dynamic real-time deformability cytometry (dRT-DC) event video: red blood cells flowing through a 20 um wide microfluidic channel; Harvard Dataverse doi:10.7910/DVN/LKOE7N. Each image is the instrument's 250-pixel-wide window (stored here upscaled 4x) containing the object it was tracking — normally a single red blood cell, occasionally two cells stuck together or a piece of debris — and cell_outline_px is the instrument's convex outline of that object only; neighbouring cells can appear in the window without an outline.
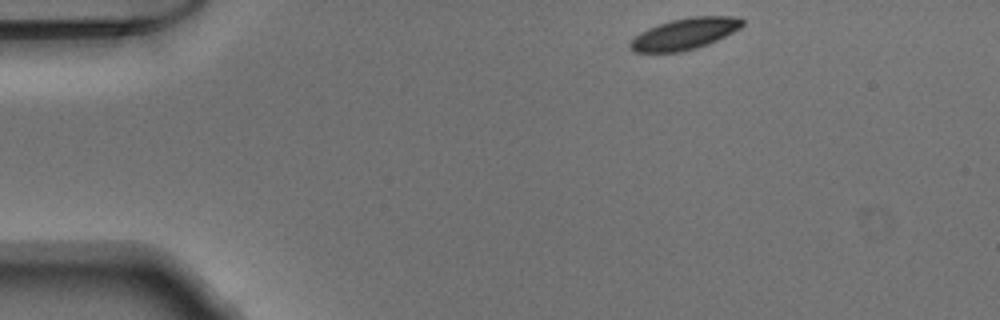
{"species": "Egyptian fruit bat (a non-hibernating species)", "species_latin": "Rousettus aegyptiacus", "temperature_condition": "warm", "stored_images_in_passage": 44, "camera_frame_rate_fps": 3000, "um_per_image_px": 0.085, "animal": {"sex": "male"}, "frame": {"image": 1, "passage_image": 1, "time_ms": 0.0, "image_size_px": [1000, 320], "cell_outline_px": [[744, 24], [740, 28], [708, 44], [696, 48], [680, 52], [632, 52], [628, 48], [628, 44], [640, 32], [648, 28], [672, 20], [692, 16], [732, 16], [744, 20]], "centroid_in_image_um": [58.17, 2.88], "position_along_channel_um": 26.8, "area_um2": 20.35}}
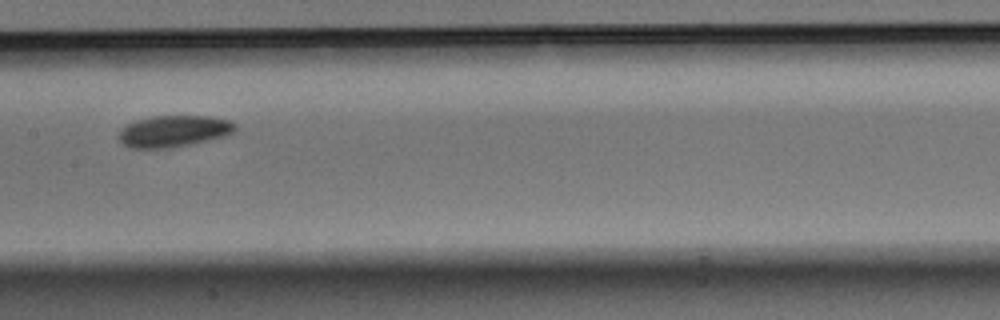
{"frame": {"image": 2, "passage_image": 19, "time_ms": 6.0, "image_size_px": [1000, 320], "cell_outline_px": [[236, 128], [232, 132], [224, 136], [188, 144], [160, 148], [128, 148], [120, 140], [120, 128], [136, 120], [152, 116], [212, 116], [228, 120], [236, 124]], "centroid_in_image_um": [14.75, 11.13], "position_along_channel_um": 192.7, "area_um2": 21.04}}
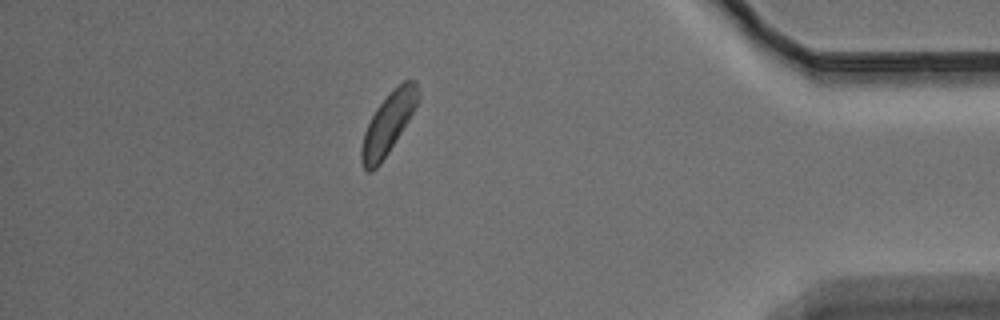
{"frame": {"image": 3, "passage_image": 38, "time_ms": 12.333, "image_size_px": [1000, 320], "cell_outline_px": [[420, 96], [408, 120], [388, 152], [380, 164], [372, 172], [368, 172], [364, 168], [360, 160], [360, 148], [364, 132], [376, 108], [404, 80], [416, 80], [420, 92]], "centroid_in_image_um": [32.97, 10.53], "position_along_channel_um": 402.2, "area_um2": 19.59}}